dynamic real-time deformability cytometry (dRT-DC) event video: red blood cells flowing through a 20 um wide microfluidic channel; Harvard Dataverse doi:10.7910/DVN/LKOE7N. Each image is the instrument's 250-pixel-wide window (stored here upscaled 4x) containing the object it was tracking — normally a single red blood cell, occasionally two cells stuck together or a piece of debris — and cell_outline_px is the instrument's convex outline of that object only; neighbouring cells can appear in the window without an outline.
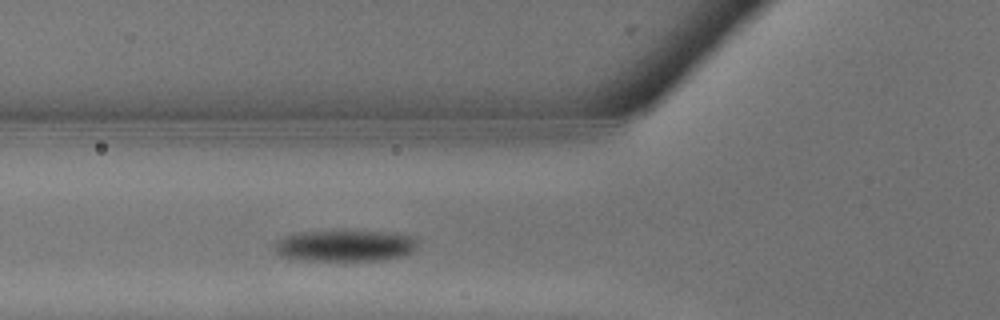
{"species": "common noctule bat (a hibernating species)", "species_latin": "Nyctalus noctula", "temperature_condition": "warm", "stored_images_in_passage": 6, "camera_frame_rate_fps": 3000, "um_per_image_px": 0.085, "animal": {"sex": "male", "body_mass_g": 13.3}, "frame": {"image": 1, "passage_image": 6, "time_ms": 1.667, "image_size_px": [1000, 320], "cell_outline_px": [[416, 248], [412, 252], [396, 256], [376, 260], [308, 260], [284, 256], [276, 252], [276, 240], [284, 236], [300, 232], [384, 232], [416, 236]], "centroid_in_image_um": [29.33, 20.88], "position_along_channel_um": 96.5, "area_um2": 25.32}}